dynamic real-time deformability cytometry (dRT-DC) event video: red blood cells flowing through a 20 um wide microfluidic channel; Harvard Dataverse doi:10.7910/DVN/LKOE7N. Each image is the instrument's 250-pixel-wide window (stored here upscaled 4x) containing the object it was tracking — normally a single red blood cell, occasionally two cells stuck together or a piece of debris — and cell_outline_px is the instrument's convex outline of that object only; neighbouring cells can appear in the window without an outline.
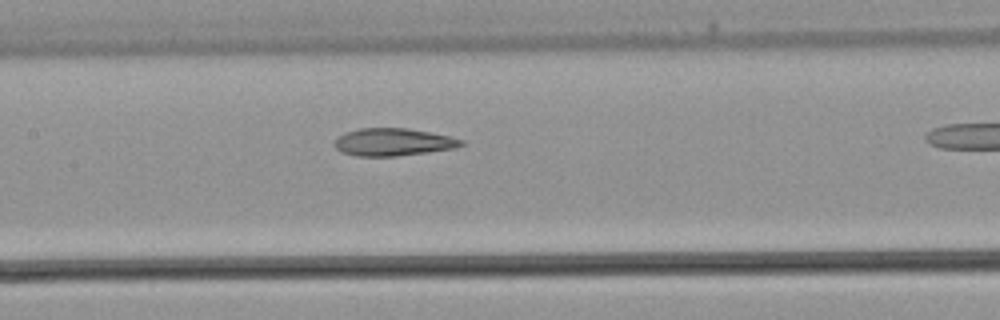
{"species": "common noctule bat (a hibernating species)", "species_latin": "Nyctalus noctula", "temperature_condition": "warm", "stored_images_in_passage": 15, "camera_frame_rate_fps": 3000, "um_per_image_px": 0.085, "animal": {"sex": "male", "body_mass_g": 21.5, "forearm_length_mm": 52.0}, "frame": {"image": 1, "passage_image": 11, "time_ms": 3.333, "image_size_px": [1000, 320], "cell_outline_px": [[464, 144], [452, 148], [428, 152], [396, 156], [356, 156], [340, 152], [332, 144], [336, 136], [344, 132], [360, 128], [404, 128], [452, 136], [464, 140]], "centroid_in_image_um": [33.35, 12.07], "position_along_channel_um": 174.1, "area_um2": 20.46}}